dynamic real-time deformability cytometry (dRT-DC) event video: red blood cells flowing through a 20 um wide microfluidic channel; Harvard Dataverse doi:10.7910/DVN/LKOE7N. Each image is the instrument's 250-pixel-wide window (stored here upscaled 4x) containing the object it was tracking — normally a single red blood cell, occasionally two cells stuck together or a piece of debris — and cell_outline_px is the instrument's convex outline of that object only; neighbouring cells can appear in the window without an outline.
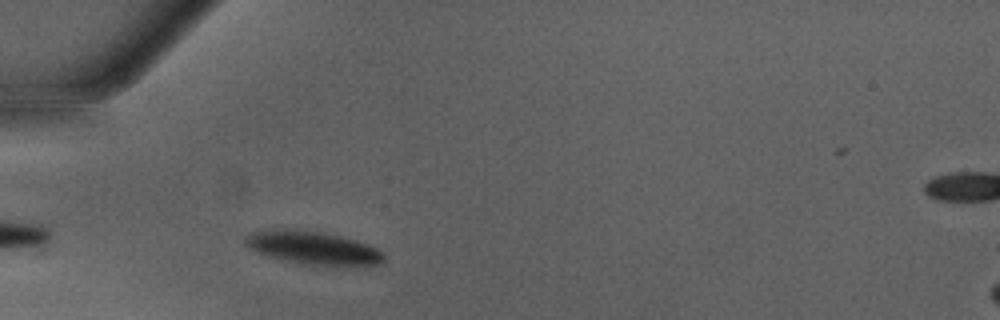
{"species": "Egyptian fruit bat (a non-hibernating species)", "species_latin": "Rousettus aegyptiacus", "temperature_condition": "warm", "stored_images_in_passage": 27, "camera_frame_rate_fps": 3000, "um_per_image_px": 0.085, "animal": {"sex": "male"}, "frame": {"image": 1, "passage_image": 3, "time_ms": 0.667, "image_size_px": [1000, 320], "cell_outline_px": [[384, 260], [380, 264], [300, 264], [264, 256], [248, 248], [244, 244], [244, 240], [252, 232], [272, 228], [292, 228], [320, 232], [340, 236], [356, 240], [368, 244], [384, 252]], "centroid_in_image_um": [26.51, 21.04], "position_along_channel_um": 58.5, "area_um2": 26.7}}
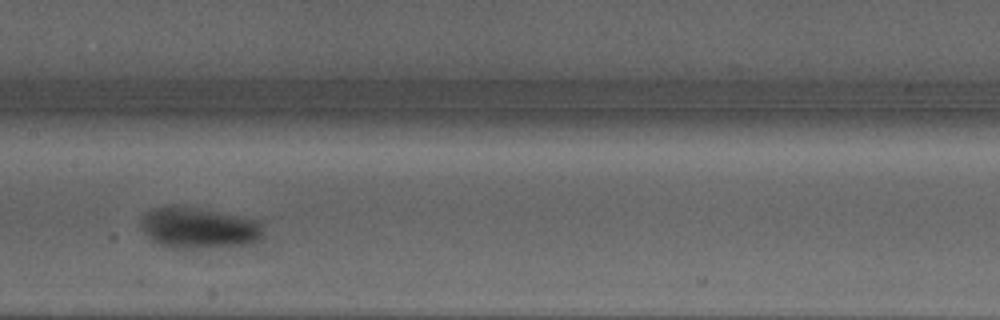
{"frame": {"image": 2, "passage_image": 13, "time_ms": 4.0, "image_size_px": [1000, 320], "cell_outline_px": [[264, 240], [252, 244], [200, 248], [164, 248], [152, 240], [140, 228], [140, 220], [152, 208], [188, 208], [260, 220], [264, 232]], "centroid_in_image_um": [16.95, 19.44], "position_along_channel_um": 190.5, "area_um2": 28.84}}
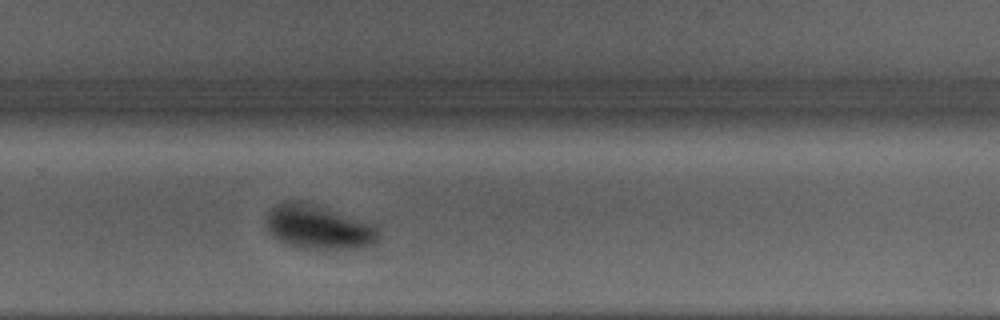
{"frame": {"image": 3, "passage_image": 21, "time_ms": 6.667, "image_size_px": [1000, 320], "cell_outline_px": [[380, 244], [368, 248], [296, 248], [284, 244], [272, 236], [264, 224], [264, 220], [268, 212], [276, 204], [284, 200], [300, 200], [380, 224]], "centroid_in_image_um": [27.15, 19.3], "position_along_channel_um": 302.7, "area_um2": 30.17}, "authors_computed_cell_mechanics": {"area_um2": 28.9, "velocity_mm_per_s": 4.2202, "shape_relaxation_time_tau1_ms": 4.2932, "shape_relaxation_time_tau2_ms": null, "deformation_change_tau1": 0.1913, "deformation_change_tau2": null}}